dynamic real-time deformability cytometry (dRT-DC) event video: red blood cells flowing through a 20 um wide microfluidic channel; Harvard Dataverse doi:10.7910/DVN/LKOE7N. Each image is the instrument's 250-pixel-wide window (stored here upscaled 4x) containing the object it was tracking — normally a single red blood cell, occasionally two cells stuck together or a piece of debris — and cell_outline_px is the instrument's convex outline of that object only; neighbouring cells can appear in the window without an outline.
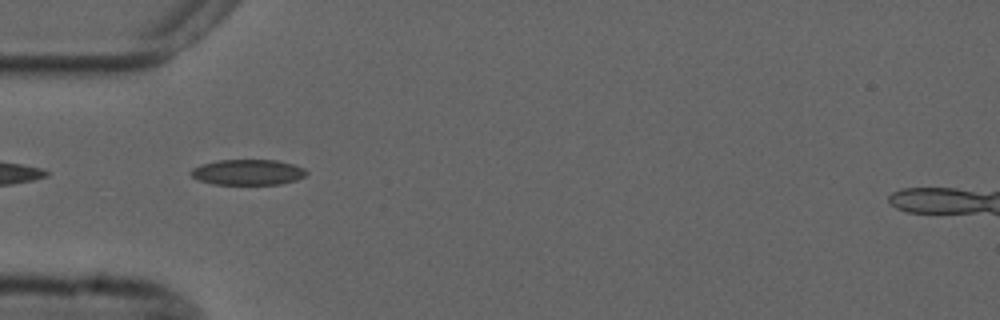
{"species": "common noctule bat (a hibernating species)", "species_latin": "Nyctalus noctula", "temperature_condition": "cold", "stored_images_in_passage": 1, "camera_frame_rate_fps": 3000, "um_per_image_px": 0.085, "animal": {"sex": "male", "forearm_length_mm": 52.5}, "frame": {"image": 1, "passage_image": 1, "time_ms": 0.0, "image_size_px": [1000, 320], "cell_outline_px": [[308, 172], [304, 176], [296, 180], [280, 184], [212, 184], [200, 180], [192, 176], [188, 172], [192, 168], [216, 160], [276, 160], [292, 164], [304, 168]], "centroid_in_image_um": [21.06, 14.64], "position_along_channel_um": 63.9, "area_um2": 17.11}}